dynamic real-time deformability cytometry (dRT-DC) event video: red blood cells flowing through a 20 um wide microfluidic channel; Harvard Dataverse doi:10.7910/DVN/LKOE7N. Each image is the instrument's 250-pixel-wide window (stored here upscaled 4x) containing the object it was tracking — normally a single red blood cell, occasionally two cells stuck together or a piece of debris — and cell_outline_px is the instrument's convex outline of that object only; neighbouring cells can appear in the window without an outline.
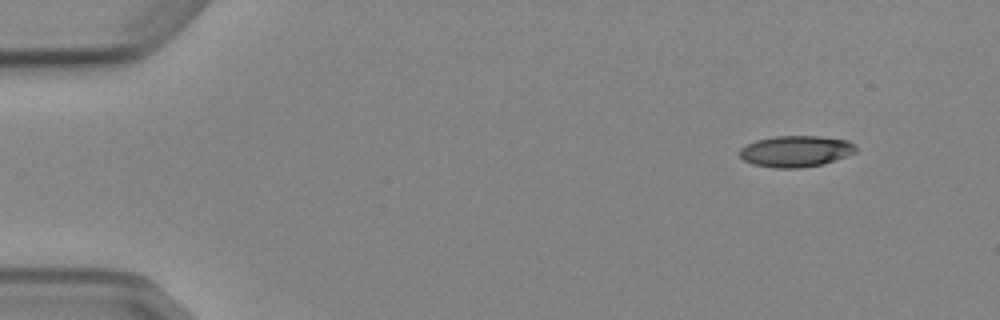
{"species": "Egyptian fruit bat (a non-hibernating species)", "species_latin": "Rousettus aegyptiacus", "temperature_condition": "cold", "stored_images_in_passage": 4, "camera_frame_rate_fps": 3000, "um_per_image_px": 0.085, "animal": {"sex": "female"}, "frame": {"image": 1, "passage_image": 1, "time_ms": 0.0, "image_size_px": [1000, 320], "cell_outline_px": [[856, 152], [824, 164], [800, 168], [772, 168], [752, 164], [744, 160], [740, 156], [740, 148], [756, 140], [776, 136], [820, 136], [848, 140], [856, 148]], "centroid_in_image_um": [67.63, 12.86], "position_along_channel_um": 17.4, "area_um2": 21.15}}